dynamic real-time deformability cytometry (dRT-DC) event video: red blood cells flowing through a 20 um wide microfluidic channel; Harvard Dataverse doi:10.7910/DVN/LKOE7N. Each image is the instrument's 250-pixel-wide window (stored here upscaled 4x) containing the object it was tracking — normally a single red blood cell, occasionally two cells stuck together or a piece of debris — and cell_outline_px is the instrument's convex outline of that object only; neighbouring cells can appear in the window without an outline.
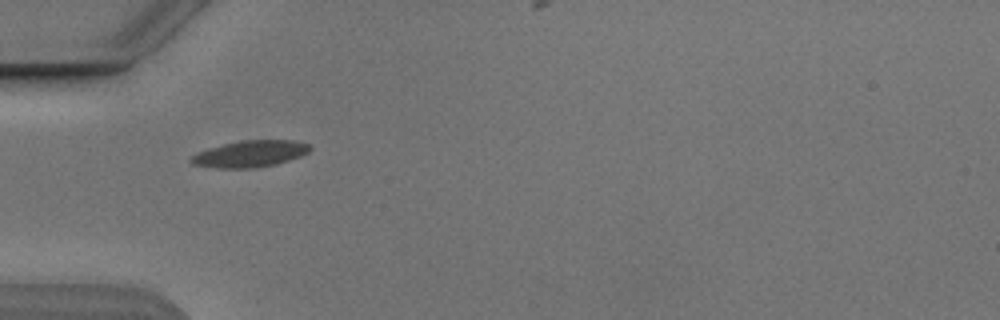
{"species": "Egyptian fruit bat (a non-hibernating species)", "species_latin": "Rousettus aegyptiacus", "temperature_condition": "cold", "stored_images_in_passage": 3, "camera_frame_rate_fps": 3000, "um_per_image_px": 0.085, "animal": {"sex": "male"}, "frame": {"image": 1, "passage_image": 1, "time_ms": 0.0, "image_size_px": [1000, 320], "cell_outline_px": [[312, 148], [308, 152], [300, 156], [276, 164], [248, 168], [216, 168], [192, 164], [188, 160], [196, 152], [208, 148], [240, 140], [292, 140], [308, 144]], "centroid_in_image_um": [21.22, 13.07], "position_along_channel_um": 63.8, "area_um2": 18.32}}
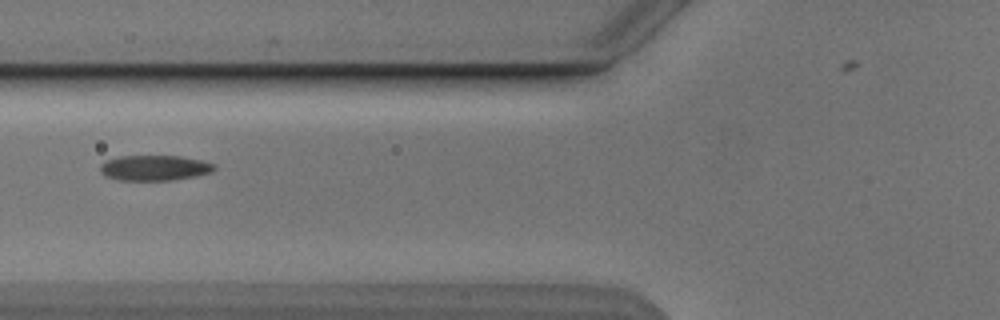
{"frame": {"image": 2, "passage_image": 2, "time_ms": 1.333, "image_size_px": [1000, 320], "cell_outline_px": [[216, 168], [212, 172], [196, 176], [172, 180], [120, 180], [108, 176], [100, 172], [100, 164], [104, 160], [120, 156], [180, 156], [200, 160], [216, 164]], "centroid_in_image_um": [13.14, 14.26], "position_along_channel_um": 112.7, "area_um2": 16.88}}
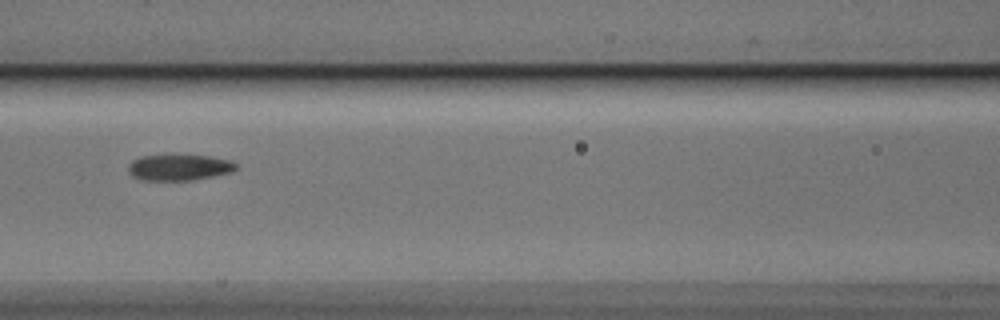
{"frame": {"image": 3, "passage_image": 3, "time_ms": 2.333, "image_size_px": [1000, 320], "cell_outline_px": [[236, 168], [232, 172], [192, 180], [140, 180], [132, 176], [128, 172], [128, 164], [132, 160], [140, 156], [168, 152], [212, 156], [232, 160], [236, 164]], "centroid_in_image_um": [15.18, 14.17], "position_along_channel_um": 151.4, "area_um2": 17.28}}